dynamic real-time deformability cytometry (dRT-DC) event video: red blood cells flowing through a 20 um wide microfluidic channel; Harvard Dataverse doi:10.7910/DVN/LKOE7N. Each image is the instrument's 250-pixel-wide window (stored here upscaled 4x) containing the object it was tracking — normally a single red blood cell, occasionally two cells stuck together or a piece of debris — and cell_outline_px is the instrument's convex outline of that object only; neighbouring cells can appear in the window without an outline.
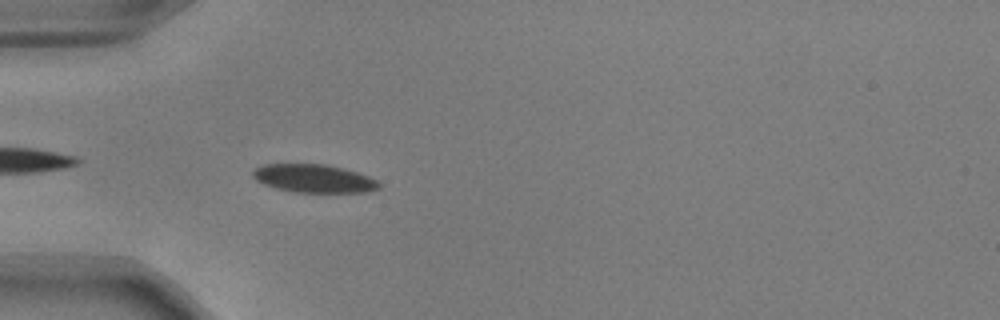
{"species": "common noctule bat (a hibernating species)", "species_latin": "Nyctalus noctula", "temperature_condition": "warm", "stored_images_in_passage": 40, "camera_frame_rate_fps": 3000, "um_per_image_px": 0.085, "animal": {"sex": "male", "body_mass_g": 17.9, "forearm_length_mm": 54.2}, "frame": {"image": 1, "passage_image": 3, "time_ms": 0.667, "image_size_px": [1000, 320], "cell_outline_px": [[380, 188], [364, 192], [296, 192], [276, 188], [264, 184], [256, 180], [252, 176], [252, 172], [256, 168], [264, 164], [324, 164], [356, 172], [368, 176], [376, 180], [380, 184]], "centroid_in_image_um": [26.65, 15.17], "position_along_channel_um": 58.3, "area_um2": 20.46}}
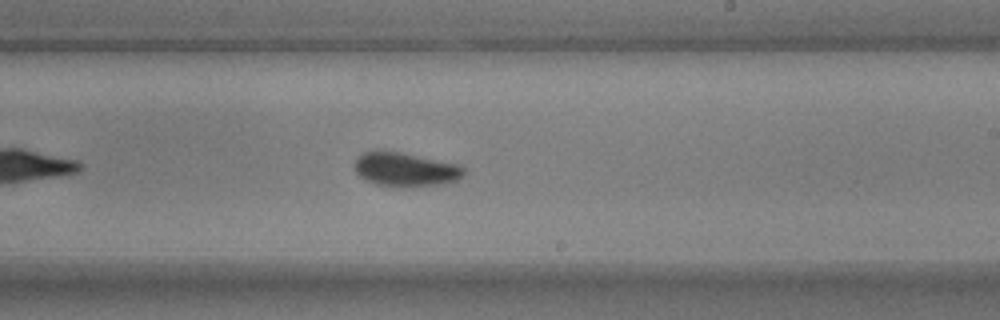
{"frame": {"image": 2, "passage_image": 19, "time_ms": 6.0, "image_size_px": [1000, 320], "cell_outline_px": [[464, 176], [460, 180], [444, 184], [400, 188], [376, 184], [364, 180], [356, 172], [356, 160], [364, 152], [400, 152], [460, 164], [464, 168]], "centroid_in_image_um": [34.54, 14.44], "position_along_channel_um": 254.5, "area_um2": 21.68}}
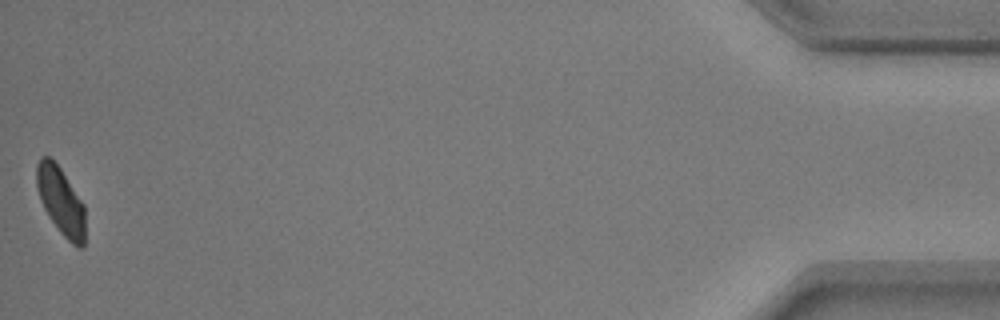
{"frame": {"image": 3, "passage_image": 40, "time_ms": 13.0, "image_size_px": [1000, 320], "cell_outline_px": [[84, 248], [76, 248], [60, 232], [48, 216], [40, 200], [36, 188], [36, 164], [40, 156], [48, 156], [60, 168], [84, 204]], "centroid_in_image_um": [5.15, 17.09], "position_along_channel_um": 430.1, "area_um2": 19.19}, "authors_computed_cell_mechanics": {"area_um2": 21.1548, "velocity_mm_per_s": 3.781, "shape_relaxation_time_tau1_ms": 2.6876, "shape_relaxation_time_tau2_ms": null, "deformation_change_tau1": 0.0955, "deformation_change_tau2": null}}